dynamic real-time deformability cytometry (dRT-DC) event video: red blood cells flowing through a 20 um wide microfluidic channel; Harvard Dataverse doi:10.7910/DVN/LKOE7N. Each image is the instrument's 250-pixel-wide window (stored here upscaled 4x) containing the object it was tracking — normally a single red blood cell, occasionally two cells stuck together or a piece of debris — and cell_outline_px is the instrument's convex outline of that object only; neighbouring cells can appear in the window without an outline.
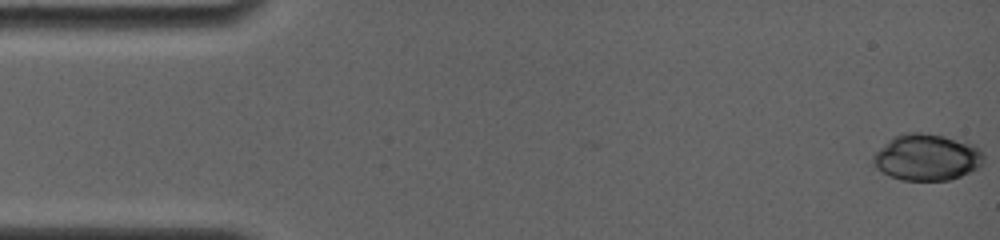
{"species": "common noctule bat (a hibernating species)", "species_latin": "Nyctalus noctula", "temperature_condition": "room temperature", "stored_images_in_passage": 9, "camera_frame_rate_fps": 4000, "um_per_image_px": 0.085, "animal": {"sex": "female", "body_mass_g": 19.0, "forearm_length_mm": 56.7}, "frame": {"image": 1, "passage_image": 1, "time_ms": 0.0, "image_size_px": [1000, 240], "cell_outline_px": [[984, 160], [980, 168], [960, 176], [948, 180], [900, 180], [888, 176], [876, 168], [872, 164], [872, 156], [880, 148], [896, 136], [904, 132], [920, 132], [944, 136], [972, 144], [980, 148], [984, 156]], "centroid_in_image_um": [78.79, 13.38], "position_along_channel_um": 6.2, "area_um2": 30.0}}
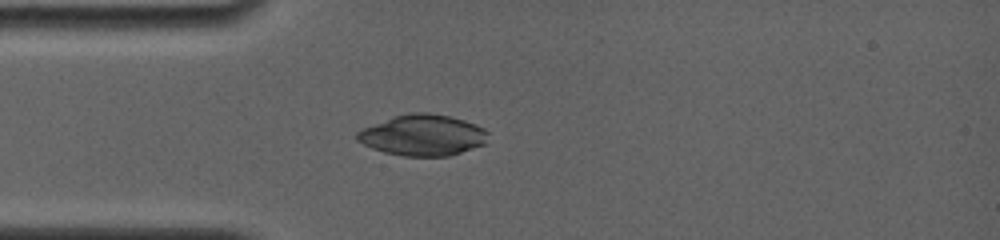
{"frame": {"image": 2, "passage_image": 6, "time_ms": 4.25, "image_size_px": [1000, 240], "cell_outline_px": [[488, 132], [484, 144], [448, 156], [404, 156], [384, 152], [372, 148], [356, 140], [356, 132], [364, 128], [396, 116], [420, 112], [428, 112], [448, 116], [464, 120], [476, 124], [484, 128]], "centroid_in_image_um": [35.94, 11.5], "position_along_channel_um": 49.1, "area_um2": 30.81}}
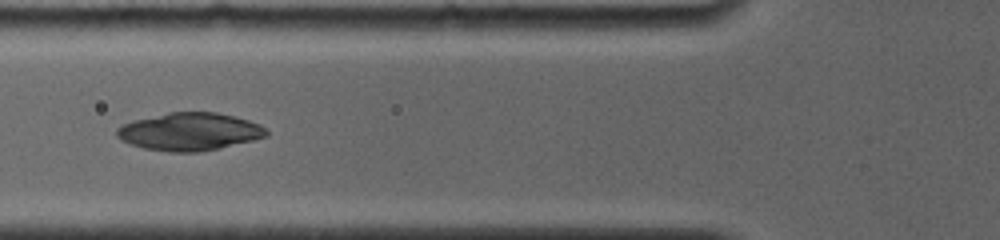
{"frame": {"image": 3, "passage_image": 8, "time_ms": 6.0, "image_size_px": [1000, 240], "cell_outline_px": [[268, 136], [220, 148], [200, 152], [168, 152], [144, 148], [120, 140], [116, 136], [116, 128], [124, 124], [136, 120], [168, 112], [216, 112], [248, 120], [260, 124], [268, 132]], "centroid_in_image_um": [16.11, 11.2], "position_along_channel_um": 109.7, "area_um2": 32.71}}